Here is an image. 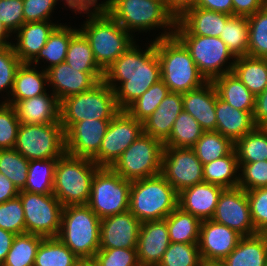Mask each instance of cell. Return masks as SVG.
Segmentation results:
<instances>
[{"label":"cell","instance_id":"1","mask_svg":"<svg viewBox=\"0 0 267 266\" xmlns=\"http://www.w3.org/2000/svg\"><path fill=\"white\" fill-rule=\"evenodd\" d=\"M159 80L161 65L155 49V40L143 51L136 43L132 44L104 71L103 78L114 90L120 110H126Z\"/></svg>","mask_w":267,"mask_h":266},{"label":"cell","instance_id":"2","mask_svg":"<svg viewBox=\"0 0 267 266\" xmlns=\"http://www.w3.org/2000/svg\"><path fill=\"white\" fill-rule=\"evenodd\" d=\"M155 49L161 65V80L170 92L183 94L208 82L175 35L155 39Z\"/></svg>","mask_w":267,"mask_h":266},{"label":"cell","instance_id":"3","mask_svg":"<svg viewBox=\"0 0 267 266\" xmlns=\"http://www.w3.org/2000/svg\"><path fill=\"white\" fill-rule=\"evenodd\" d=\"M106 12L131 34L161 27L155 39L174 35L176 20L159 0H106Z\"/></svg>","mask_w":267,"mask_h":266},{"label":"cell","instance_id":"4","mask_svg":"<svg viewBox=\"0 0 267 266\" xmlns=\"http://www.w3.org/2000/svg\"><path fill=\"white\" fill-rule=\"evenodd\" d=\"M87 18L79 31L89 41L98 66L105 71L136 41L107 12L88 13Z\"/></svg>","mask_w":267,"mask_h":266},{"label":"cell","instance_id":"5","mask_svg":"<svg viewBox=\"0 0 267 266\" xmlns=\"http://www.w3.org/2000/svg\"><path fill=\"white\" fill-rule=\"evenodd\" d=\"M100 167L90 158L65 153L57 159L53 195L63 207L87 204L95 172Z\"/></svg>","mask_w":267,"mask_h":266},{"label":"cell","instance_id":"6","mask_svg":"<svg viewBox=\"0 0 267 266\" xmlns=\"http://www.w3.org/2000/svg\"><path fill=\"white\" fill-rule=\"evenodd\" d=\"M178 206V193L161 175L131 182L129 210L142 223L163 220Z\"/></svg>","mask_w":267,"mask_h":266},{"label":"cell","instance_id":"7","mask_svg":"<svg viewBox=\"0 0 267 266\" xmlns=\"http://www.w3.org/2000/svg\"><path fill=\"white\" fill-rule=\"evenodd\" d=\"M100 223L87 204L63 207L57 238L79 259H92L100 249Z\"/></svg>","mask_w":267,"mask_h":266},{"label":"cell","instance_id":"8","mask_svg":"<svg viewBox=\"0 0 267 266\" xmlns=\"http://www.w3.org/2000/svg\"><path fill=\"white\" fill-rule=\"evenodd\" d=\"M119 111L114 90L102 80L88 91L63 99L60 102V122L66 132L76 122L111 120Z\"/></svg>","mask_w":267,"mask_h":266},{"label":"cell","instance_id":"9","mask_svg":"<svg viewBox=\"0 0 267 266\" xmlns=\"http://www.w3.org/2000/svg\"><path fill=\"white\" fill-rule=\"evenodd\" d=\"M131 182L111 167H100L93 177L87 205L100 219L129 210Z\"/></svg>","mask_w":267,"mask_h":266},{"label":"cell","instance_id":"10","mask_svg":"<svg viewBox=\"0 0 267 266\" xmlns=\"http://www.w3.org/2000/svg\"><path fill=\"white\" fill-rule=\"evenodd\" d=\"M164 143L142 133L111 167L126 180H138L161 173Z\"/></svg>","mask_w":267,"mask_h":266},{"label":"cell","instance_id":"11","mask_svg":"<svg viewBox=\"0 0 267 266\" xmlns=\"http://www.w3.org/2000/svg\"><path fill=\"white\" fill-rule=\"evenodd\" d=\"M14 149L29 161L58 159L66 153L64 128L60 121L46 125L20 123Z\"/></svg>","mask_w":267,"mask_h":266},{"label":"cell","instance_id":"12","mask_svg":"<svg viewBox=\"0 0 267 266\" xmlns=\"http://www.w3.org/2000/svg\"><path fill=\"white\" fill-rule=\"evenodd\" d=\"M175 36L188 49L191 58L207 81H213L215 78L233 71L236 57L219 37L199 35ZM228 60L231 62H228ZM227 63L229 64L228 66H226Z\"/></svg>","mask_w":267,"mask_h":266},{"label":"cell","instance_id":"13","mask_svg":"<svg viewBox=\"0 0 267 266\" xmlns=\"http://www.w3.org/2000/svg\"><path fill=\"white\" fill-rule=\"evenodd\" d=\"M24 209L25 233L44 238L57 237L61 227L63 205L53 194L19 191Z\"/></svg>","mask_w":267,"mask_h":266},{"label":"cell","instance_id":"14","mask_svg":"<svg viewBox=\"0 0 267 266\" xmlns=\"http://www.w3.org/2000/svg\"><path fill=\"white\" fill-rule=\"evenodd\" d=\"M143 133V123L126 110H120L109 122L99 152L92 160L99 167H112L121 154Z\"/></svg>","mask_w":267,"mask_h":266},{"label":"cell","instance_id":"15","mask_svg":"<svg viewBox=\"0 0 267 266\" xmlns=\"http://www.w3.org/2000/svg\"><path fill=\"white\" fill-rule=\"evenodd\" d=\"M160 174L177 193L204 181L203 164L193 148L164 147Z\"/></svg>","mask_w":267,"mask_h":266},{"label":"cell","instance_id":"16","mask_svg":"<svg viewBox=\"0 0 267 266\" xmlns=\"http://www.w3.org/2000/svg\"><path fill=\"white\" fill-rule=\"evenodd\" d=\"M212 220L236 230L242 236L256 234L247 193L242 188L224 189Z\"/></svg>","mask_w":267,"mask_h":266},{"label":"cell","instance_id":"17","mask_svg":"<svg viewBox=\"0 0 267 266\" xmlns=\"http://www.w3.org/2000/svg\"><path fill=\"white\" fill-rule=\"evenodd\" d=\"M110 120L86 119L74 123L65 132L66 153L92 159L101 146Z\"/></svg>","mask_w":267,"mask_h":266},{"label":"cell","instance_id":"18","mask_svg":"<svg viewBox=\"0 0 267 266\" xmlns=\"http://www.w3.org/2000/svg\"><path fill=\"white\" fill-rule=\"evenodd\" d=\"M50 90L59 102L63 99L90 90L104 78V72H82L62 62L46 70Z\"/></svg>","mask_w":267,"mask_h":266},{"label":"cell","instance_id":"19","mask_svg":"<svg viewBox=\"0 0 267 266\" xmlns=\"http://www.w3.org/2000/svg\"><path fill=\"white\" fill-rule=\"evenodd\" d=\"M242 235L212 219L200 227L199 253L202 261H223L237 246Z\"/></svg>","mask_w":267,"mask_h":266},{"label":"cell","instance_id":"20","mask_svg":"<svg viewBox=\"0 0 267 266\" xmlns=\"http://www.w3.org/2000/svg\"><path fill=\"white\" fill-rule=\"evenodd\" d=\"M141 222L127 210L101 219L100 249L136 248Z\"/></svg>","mask_w":267,"mask_h":266},{"label":"cell","instance_id":"21","mask_svg":"<svg viewBox=\"0 0 267 266\" xmlns=\"http://www.w3.org/2000/svg\"><path fill=\"white\" fill-rule=\"evenodd\" d=\"M170 243L166 219L142 222L136 247L140 266H158Z\"/></svg>","mask_w":267,"mask_h":266},{"label":"cell","instance_id":"22","mask_svg":"<svg viewBox=\"0 0 267 266\" xmlns=\"http://www.w3.org/2000/svg\"><path fill=\"white\" fill-rule=\"evenodd\" d=\"M224 13L194 7L176 20L174 35H199L219 37L226 21Z\"/></svg>","mask_w":267,"mask_h":266},{"label":"cell","instance_id":"23","mask_svg":"<svg viewBox=\"0 0 267 266\" xmlns=\"http://www.w3.org/2000/svg\"><path fill=\"white\" fill-rule=\"evenodd\" d=\"M223 187L201 182L178 193V207L201 221L212 219Z\"/></svg>","mask_w":267,"mask_h":266},{"label":"cell","instance_id":"24","mask_svg":"<svg viewBox=\"0 0 267 266\" xmlns=\"http://www.w3.org/2000/svg\"><path fill=\"white\" fill-rule=\"evenodd\" d=\"M216 96L212 81L182 94L183 110L193 116L204 131H216Z\"/></svg>","mask_w":267,"mask_h":266},{"label":"cell","instance_id":"25","mask_svg":"<svg viewBox=\"0 0 267 266\" xmlns=\"http://www.w3.org/2000/svg\"><path fill=\"white\" fill-rule=\"evenodd\" d=\"M15 102L17 117L22 124H53L60 121V102L53 92Z\"/></svg>","mask_w":267,"mask_h":266},{"label":"cell","instance_id":"26","mask_svg":"<svg viewBox=\"0 0 267 266\" xmlns=\"http://www.w3.org/2000/svg\"><path fill=\"white\" fill-rule=\"evenodd\" d=\"M59 24L49 21L24 23L16 32L17 43L12 42L15 54L22 63H30L45 46L49 35Z\"/></svg>","mask_w":267,"mask_h":266},{"label":"cell","instance_id":"27","mask_svg":"<svg viewBox=\"0 0 267 266\" xmlns=\"http://www.w3.org/2000/svg\"><path fill=\"white\" fill-rule=\"evenodd\" d=\"M183 110L182 93L169 92L152 115L143 122V133L164 142Z\"/></svg>","mask_w":267,"mask_h":266},{"label":"cell","instance_id":"28","mask_svg":"<svg viewBox=\"0 0 267 266\" xmlns=\"http://www.w3.org/2000/svg\"><path fill=\"white\" fill-rule=\"evenodd\" d=\"M216 131L231 139L234 143L245 134L252 131L256 125L253 120L254 112H246L233 108L216 96Z\"/></svg>","mask_w":267,"mask_h":266},{"label":"cell","instance_id":"29","mask_svg":"<svg viewBox=\"0 0 267 266\" xmlns=\"http://www.w3.org/2000/svg\"><path fill=\"white\" fill-rule=\"evenodd\" d=\"M35 67L37 66L30 63H21L16 71L11 98H7L4 102L13 105L15 102L46 93L47 73L45 70L38 71Z\"/></svg>","mask_w":267,"mask_h":266},{"label":"cell","instance_id":"30","mask_svg":"<svg viewBox=\"0 0 267 266\" xmlns=\"http://www.w3.org/2000/svg\"><path fill=\"white\" fill-rule=\"evenodd\" d=\"M222 262L226 266H266L267 234L242 236L235 249Z\"/></svg>","mask_w":267,"mask_h":266},{"label":"cell","instance_id":"31","mask_svg":"<svg viewBox=\"0 0 267 266\" xmlns=\"http://www.w3.org/2000/svg\"><path fill=\"white\" fill-rule=\"evenodd\" d=\"M212 82L218 96L233 108L254 112L256 97L233 72L219 76Z\"/></svg>","mask_w":267,"mask_h":266},{"label":"cell","instance_id":"32","mask_svg":"<svg viewBox=\"0 0 267 266\" xmlns=\"http://www.w3.org/2000/svg\"><path fill=\"white\" fill-rule=\"evenodd\" d=\"M232 72L255 97L267 88V58L236 57Z\"/></svg>","mask_w":267,"mask_h":266},{"label":"cell","instance_id":"33","mask_svg":"<svg viewBox=\"0 0 267 266\" xmlns=\"http://www.w3.org/2000/svg\"><path fill=\"white\" fill-rule=\"evenodd\" d=\"M79 31V29L71 28V26L58 25L49 35L44 47H42L37 56L30 62V64L38 65L40 59L49 62L45 71L55 65L65 62L68 45L71 38ZM48 67V68H47Z\"/></svg>","mask_w":267,"mask_h":266},{"label":"cell","instance_id":"34","mask_svg":"<svg viewBox=\"0 0 267 266\" xmlns=\"http://www.w3.org/2000/svg\"><path fill=\"white\" fill-rule=\"evenodd\" d=\"M165 219L171 243L198 244L200 219L178 206Z\"/></svg>","mask_w":267,"mask_h":266},{"label":"cell","instance_id":"35","mask_svg":"<svg viewBox=\"0 0 267 266\" xmlns=\"http://www.w3.org/2000/svg\"><path fill=\"white\" fill-rule=\"evenodd\" d=\"M237 173H239V164L235 149L230 154L203 165L204 182L219 185L224 189L238 187L239 174Z\"/></svg>","mask_w":267,"mask_h":266},{"label":"cell","instance_id":"36","mask_svg":"<svg viewBox=\"0 0 267 266\" xmlns=\"http://www.w3.org/2000/svg\"><path fill=\"white\" fill-rule=\"evenodd\" d=\"M238 163L267 160V127H255L234 143Z\"/></svg>","mask_w":267,"mask_h":266},{"label":"cell","instance_id":"37","mask_svg":"<svg viewBox=\"0 0 267 266\" xmlns=\"http://www.w3.org/2000/svg\"><path fill=\"white\" fill-rule=\"evenodd\" d=\"M79 258L57 237L43 238L34 266H75Z\"/></svg>","mask_w":267,"mask_h":266},{"label":"cell","instance_id":"38","mask_svg":"<svg viewBox=\"0 0 267 266\" xmlns=\"http://www.w3.org/2000/svg\"><path fill=\"white\" fill-rule=\"evenodd\" d=\"M203 132L197 120L182 110L173 124L170 136L163 142L164 147L193 148Z\"/></svg>","mask_w":267,"mask_h":266},{"label":"cell","instance_id":"39","mask_svg":"<svg viewBox=\"0 0 267 266\" xmlns=\"http://www.w3.org/2000/svg\"><path fill=\"white\" fill-rule=\"evenodd\" d=\"M193 149L205 165L230 154L234 150V142L217 131H204Z\"/></svg>","mask_w":267,"mask_h":266},{"label":"cell","instance_id":"40","mask_svg":"<svg viewBox=\"0 0 267 266\" xmlns=\"http://www.w3.org/2000/svg\"><path fill=\"white\" fill-rule=\"evenodd\" d=\"M57 159L31 160L28 177L23 191L38 194H53Z\"/></svg>","mask_w":267,"mask_h":266},{"label":"cell","instance_id":"41","mask_svg":"<svg viewBox=\"0 0 267 266\" xmlns=\"http://www.w3.org/2000/svg\"><path fill=\"white\" fill-rule=\"evenodd\" d=\"M235 57L247 56L249 43V21L244 16H231L219 36Z\"/></svg>","mask_w":267,"mask_h":266},{"label":"cell","instance_id":"42","mask_svg":"<svg viewBox=\"0 0 267 266\" xmlns=\"http://www.w3.org/2000/svg\"><path fill=\"white\" fill-rule=\"evenodd\" d=\"M43 238L30 233L15 235L3 264L6 266H34L36 252Z\"/></svg>","mask_w":267,"mask_h":266},{"label":"cell","instance_id":"43","mask_svg":"<svg viewBox=\"0 0 267 266\" xmlns=\"http://www.w3.org/2000/svg\"><path fill=\"white\" fill-rule=\"evenodd\" d=\"M65 62L82 72H104L95 61L89 41L80 31L70 40Z\"/></svg>","mask_w":267,"mask_h":266},{"label":"cell","instance_id":"44","mask_svg":"<svg viewBox=\"0 0 267 266\" xmlns=\"http://www.w3.org/2000/svg\"><path fill=\"white\" fill-rule=\"evenodd\" d=\"M29 162L14 148L0 149V174H4L18 191L25 188Z\"/></svg>","mask_w":267,"mask_h":266},{"label":"cell","instance_id":"45","mask_svg":"<svg viewBox=\"0 0 267 266\" xmlns=\"http://www.w3.org/2000/svg\"><path fill=\"white\" fill-rule=\"evenodd\" d=\"M169 92L167 85L159 80L135 100L126 111L133 118L143 123L152 115Z\"/></svg>","mask_w":267,"mask_h":266},{"label":"cell","instance_id":"46","mask_svg":"<svg viewBox=\"0 0 267 266\" xmlns=\"http://www.w3.org/2000/svg\"><path fill=\"white\" fill-rule=\"evenodd\" d=\"M247 18L249 21L247 56L267 58V5Z\"/></svg>","mask_w":267,"mask_h":266},{"label":"cell","instance_id":"47","mask_svg":"<svg viewBox=\"0 0 267 266\" xmlns=\"http://www.w3.org/2000/svg\"><path fill=\"white\" fill-rule=\"evenodd\" d=\"M198 244L170 243L158 266H201Z\"/></svg>","mask_w":267,"mask_h":266},{"label":"cell","instance_id":"48","mask_svg":"<svg viewBox=\"0 0 267 266\" xmlns=\"http://www.w3.org/2000/svg\"><path fill=\"white\" fill-rule=\"evenodd\" d=\"M24 209L19 196L0 204V228L15 235L25 233Z\"/></svg>","mask_w":267,"mask_h":266},{"label":"cell","instance_id":"49","mask_svg":"<svg viewBox=\"0 0 267 266\" xmlns=\"http://www.w3.org/2000/svg\"><path fill=\"white\" fill-rule=\"evenodd\" d=\"M19 125L15 108L3 101L0 104V149L15 147Z\"/></svg>","mask_w":267,"mask_h":266},{"label":"cell","instance_id":"50","mask_svg":"<svg viewBox=\"0 0 267 266\" xmlns=\"http://www.w3.org/2000/svg\"><path fill=\"white\" fill-rule=\"evenodd\" d=\"M239 164L238 187L245 191L267 187V160Z\"/></svg>","mask_w":267,"mask_h":266},{"label":"cell","instance_id":"51","mask_svg":"<svg viewBox=\"0 0 267 266\" xmlns=\"http://www.w3.org/2000/svg\"><path fill=\"white\" fill-rule=\"evenodd\" d=\"M94 260L99 266H140L136 248L99 249Z\"/></svg>","mask_w":267,"mask_h":266},{"label":"cell","instance_id":"52","mask_svg":"<svg viewBox=\"0 0 267 266\" xmlns=\"http://www.w3.org/2000/svg\"><path fill=\"white\" fill-rule=\"evenodd\" d=\"M246 193L256 232L267 234V187L255 188Z\"/></svg>","mask_w":267,"mask_h":266},{"label":"cell","instance_id":"53","mask_svg":"<svg viewBox=\"0 0 267 266\" xmlns=\"http://www.w3.org/2000/svg\"><path fill=\"white\" fill-rule=\"evenodd\" d=\"M21 63L12 45L0 48V92L7 91L10 96L16 71Z\"/></svg>","mask_w":267,"mask_h":266},{"label":"cell","instance_id":"54","mask_svg":"<svg viewBox=\"0 0 267 266\" xmlns=\"http://www.w3.org/2000/svg\"><path fill=\"white\" fill-rule=\"evenodd\" d=\"M0 20L12 35L24 23L23 0H0Z\"/></svg>","mask_w":267,"mask_h":266},{"label":"cell","instance_id":"55","mask_svg":"<svg viewBox=\"0 0 267 266\" xmlns=\"http://www.w3.org/2000/svg\"><path fill=\"white\" fill-rule=\"evenodd\" d=\"M56 0H23L24 21H49Z\"/></svg>","mask_w":267,"mask_h":266},{"label":"cell","instance_id":"56","mask_svg":"<svg viewBox=\"0 0 267 266\" xmlns=\"http://www.w3.org/2000/svg\"><path fill=\"white\" fill-rule=\"evenodd\" d=\"M59 0H56V3ZM63 1V0H62ZM68 8L72 11L82 13H104L106 12V1H102L101 4L98 0H64ZM93 8V9H92Z\"/></svg>","mask_w":267,"mask_h":266},{"label":"cell","instance_id":"57","mask_svg":"<svg viewBox=\"0 0 267 266\" xmlns=\"http://www.w3.org/2000/svg\"><path fill=\"white\" fill-rule=\"evenodd\" d=\"M233 16L249 17L262 9L264 0H232Z\"/></svg>","mask_w":267,"mask_h":266},{"label":"cell","instance_id":"58","mask_svg":"<svg viewBox=\"0 0 267 266\" xmlns=\"http://www.w3.org/2000/svg\"><path fill=\"white\" fill-rule=\"evenodd\" d=\"M253 120L256 127H267V88L256 96Z\"/></svg>","mask_w":267,"mask_h":266},{"label":"cell","instance_id":"59","mask_svg":"<svg viewBox=\"0 0 267 266\" xmlns=\"http://www.w3.org/2000/svg\"><path fill=\"white\" fill-rule=\"evenodd\" d=\"M196 7L233 16L232 0H197Z\"/></svg>","mask_w":267,"mask_h":266},{"label":"cell","instance_id":"60","mask_svg":"<svg viewBox=\"0 0 267 266\" xmlns=\"http://www.w3.org/2000/svg\"><path fill=\"white\" fill-rule=\"evenodd\" d=\"M197 0H166V9L178 20L186 11L196 7Z\"/></svg>","mask_w":267,"mask_h":266},{"label":"cell","instance_id":"61","mask_svg":"<svg viewBox=\"0 0 267 266\" xmlns=\"http://www.w3.org/2000/svg\"><path fill=\"white\" fill-rule=\"evenodd\" d=\"M18 194L14 184L4 174H0V204L17 197Z\"/></svg>","mask_w":267,"mask_h":266},{"label":"cell","instance_id":"62","mask_svg":"<svg viewBox=\"0 0 267 266\" xmlns=\"http://www.w3.org/2000/svg\"><path fill=\"white\" fill-rule=\"evenodd\" d=\"M15 234L0 228V264L4 263L7 253L11 249Z\"/></svg>","mask_w":267,"mask_h":266},{"label":"cell","instance_id":"63","mask_svg":"<svg viewBox=\"0 0 267 266\" xmlns=\"http://www.w3.org/2000/svg\"><path fill=\"white\" fill-rule=\"evenodd\" d=\"M9 37H10V33L3 26V24L0 20V48L12 45L11 42L7 41V40H9Z\"/></svg>","mask_w":267,"mask_h":266},{"label":"cell","instance_id":"64","mask_svg":"<svg viewBox=\"0 0 267 266\" xmlns=\"http://www.w3.org/2000/svg\"><path fill=\"white\" fill-rule=\"evenodd\" d=\"M75 266H99L97 262L92 259H79Z\"/></svg>","mask_w":267,"mask_h":266},{"label":"cell","instance_id":"65","mask_svg":"<svg viewBox=\"0 0 267 266\" xmlns=\"http://www.w3.org/2000/svg\"><path fill=\"white\" fill-rule=\"evenodd\" d=\"M201 266H226L222 261H202Z\"/></svg>","mask_w":267,"mask_h":266},{"label":"cell","instance_id":"66","mask_svg":"<svg viewBox=\"0 0 267 266\" xmlns=\"http://www.w3.org/2000/svg\"><path fill=\"white\" fill-rule=\"evenodd\" d=\"M159 1L163 2L165 4V6H166V0H159Z\"/></svg>","mask_w":267,"mask_h":266}]
</instances>
